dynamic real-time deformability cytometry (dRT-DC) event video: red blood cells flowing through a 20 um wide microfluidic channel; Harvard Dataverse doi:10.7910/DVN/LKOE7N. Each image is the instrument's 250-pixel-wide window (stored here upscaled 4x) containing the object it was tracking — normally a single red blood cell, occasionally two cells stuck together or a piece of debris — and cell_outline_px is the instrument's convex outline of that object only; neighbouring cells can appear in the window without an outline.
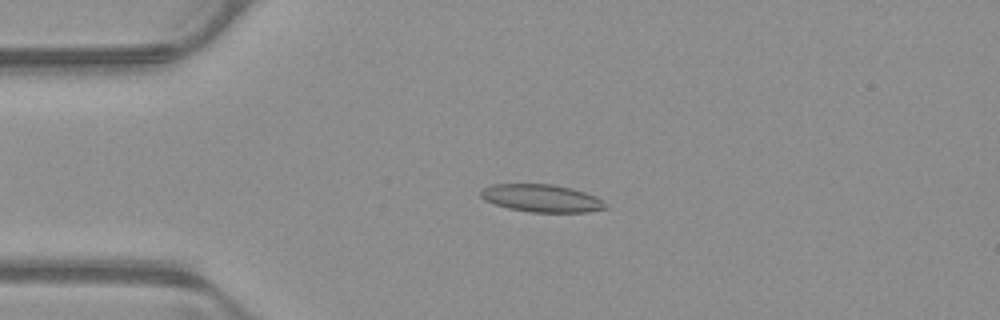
{"species": "common noctule bat (a hibernating species)", "species_latin": "Nyctalus noctula", "temperature_condition": "warm", "stored_images_in_passage": 52, "camera_frame_rate_fps": 3000, "um_per_image_px": 0.085, "animal": {"sex": "male", "body_mass_g": 23.1, "forearm_length_mm": 52.7}, "frame": {"image": 1, "passage_image": 12, "time_ms": 3.667, "image_size_px": [1000, 320], "cell_outline_px": [[608, 208], [588, 212], [532, 212], [508, 208], [484, 200], [480, 196], [480, 192], [484, 188], [492, 184], [552, 184], [572, 188], [596, 196], [604, 200]], "centroid_in_image_um": [46.07, 16.85], "position_along_channel_um": 38.9, "area_um2": 20.11}}
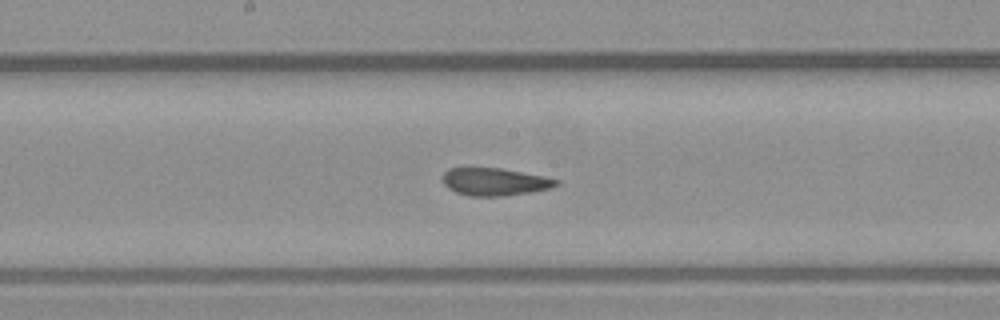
{"frame": {"image": 2, "passage_image": 27, "time_ms": 8.667, "image_size_px": [1000, 320], "cell_outline_px": [[560, 184], [552, 188], [504, 196], [468, 196], [456, 192], [448, 188], [444, 184], [440, 176], [448, 168], [464, 164], [500, 168], [544, 176], [560, 180]], "centroid_in_image_um": [41.95, 15.4], "position_along_channel_um": 206.2, "area_um2": 19.13}}
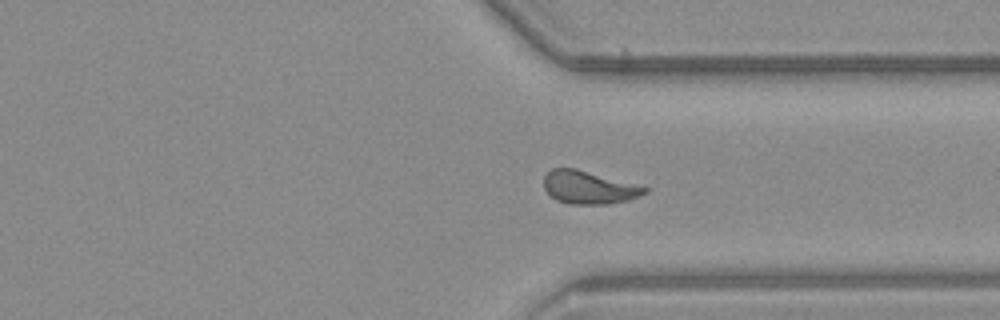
{"frame": {"image": 3, "passage_image": 39, "time_ms": 12.667, "image_size_px": [1000, 320], "cell_outline_px": [[648, 192], [640, 196], [628, 200], [608, 204], [568, 204], [556, 200], [544, 188], [544, 176], [552, 168], [576, 168], [648, 188]], "centroid_in_image_um": [50.03, 15.94], "position_along_channel_um": 361.4, "area_um2": 19.19}, "authors_computed_cell_mechanics": {"area_um2": 19.2185, "velocity_mm_per_s": 3.891, "shape_relaxation_time_tau1_ms": null, "shape_relaxation_time_tau2_ms": 1.4642, "deformation_change_tau1": null, "deformation_change_tau2": 0.0881}}